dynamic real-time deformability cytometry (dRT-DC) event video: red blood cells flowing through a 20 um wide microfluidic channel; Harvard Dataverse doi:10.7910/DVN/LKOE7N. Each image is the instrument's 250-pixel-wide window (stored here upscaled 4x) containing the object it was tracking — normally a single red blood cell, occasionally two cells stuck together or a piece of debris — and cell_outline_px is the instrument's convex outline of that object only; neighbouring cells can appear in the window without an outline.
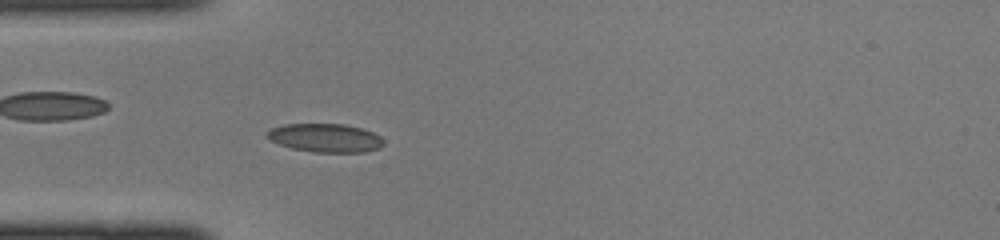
{"species": "common noctule bat (a hibernating species)", "species_latin": "Nyctalus noctula", "temperature_condition": "cold", "stored_images_in_passage": 43, "camera_frame_rate_fps": 3000, "um_per_image_px": 0.085, "animal": {"sex": "female", "body_mass_g": 22.0, "forearm_length_mm": 56.7}, "frame": {"image": 1, "passage_image": 12, "time_ms": 3.667, "image_size_px": [1000, 240], "cell_outline_px": [[384, 144], [380, 148], [364, 152], [312, 152], [292, 148], [268, 140], [264, 136], [272, 128], [284, 124], [344, 124], [360, 128], [372, 132], [380, 136], [384, 140]], "centroid_in_image_um": [27.65, 11.72], "position_along_channel_um": 57.4, "area_um2": 19.42}}
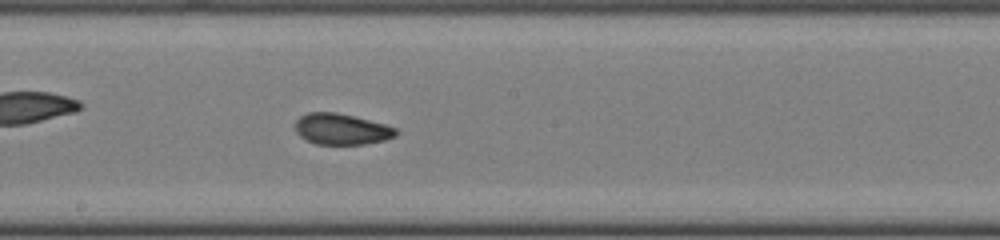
{"frame": {"image": 2, "passage_image": 23, "time_ms": 7.333, "image_size_px": [1000, 240], "cell_outline_px": [[400, 132], [396, 136], [384, 140], [364, 144], [316, 144], [304, 140], [296, 132], [296, 120], [300, 116], [308, 112], [336, 112], [384, 124], [396, 128]], "centroid_in_image_um": [29.02, 10.98], "position_along_channel_um": 219.2, "area_um2": 18.21}}
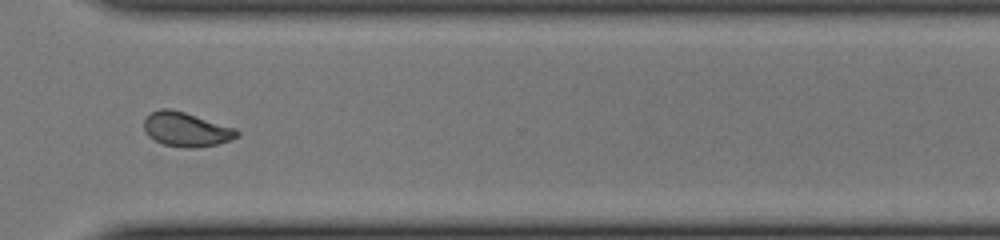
{"frame": {"image": 3, "passage_image": 32, "time_ms": 10.333, "image_size_px": [1000, 240], "cell_outline_px": [[240, 136], [232, 140], [216, 144], [196, 148], [184, 148], [164, 144], [148, 136], [144, 132], [144, 120], [152, 112], [160, 108], [172, 108], [236, 128], [240, 132]], "centroid_in_image_um": [15.85, 11.0], "position_along_channel_um": 354.7, "area_um2": 18.73}}